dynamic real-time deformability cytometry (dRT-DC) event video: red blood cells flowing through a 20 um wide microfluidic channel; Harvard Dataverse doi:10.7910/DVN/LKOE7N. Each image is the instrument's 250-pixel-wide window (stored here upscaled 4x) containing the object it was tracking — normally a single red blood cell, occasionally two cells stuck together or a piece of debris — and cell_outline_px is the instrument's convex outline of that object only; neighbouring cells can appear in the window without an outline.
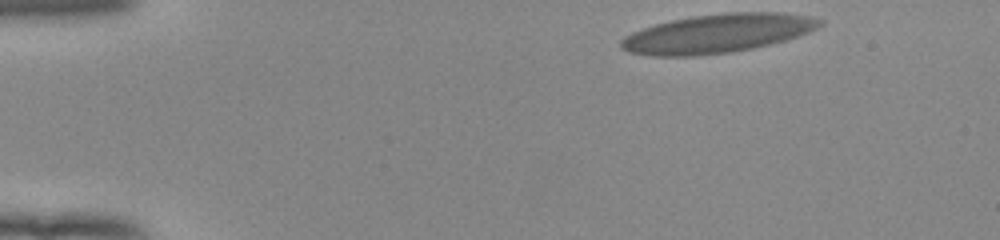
{"species": "human", "species_latin": "Homo sapiens", "temperature_condition": "room temperature", "stored_images_in_passage": 44, "camera_frame_rate_fps": 3000, "um_per_image_px": 0.085, "donor": {"sex": "female"}, "frame": {"image": 1, "passage_image": 1, "time_ms": 0.0, "image_size_px": [1000, 240], "cell_outline_px": [[824, 24], [808, 32], [784, 40], [752, 48], [732, 52], [700, 56], [648, 56], [628, 52], [620, 48], [620, 40], [624, 36], [632, 32], [656, 24], [672, 20], [692, 16], [724, 12], [780, 12], [812, 16], [824, 20]], "centroid_in_image_um": [60.96, 2.84], "position_along_channel_um": 24.0, "area_um2": 45.14}}
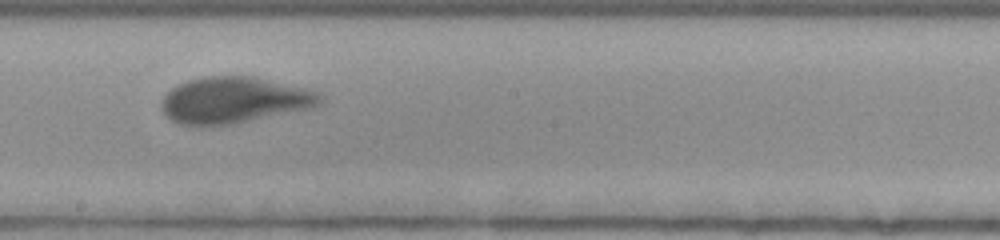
{"frame": {"image": 2, "passage_image": 25, "time_ms": 8.0, "image_size_px": [1000, 240], "cell_outline_px": [[324, 100], [320, 104], [312, 108], [232, 124], [200, 128], [180, 124], [172, 120], [160, 108], [160, 100], [172, 88], [188, 80], [208, 76], [256, 76], [304, 88], [316, 92], [324, 96]], "centroid_in_image_um": [19.88, 8.53], "position_along_channel_um": 228.3, "area_um2": 43.23}}
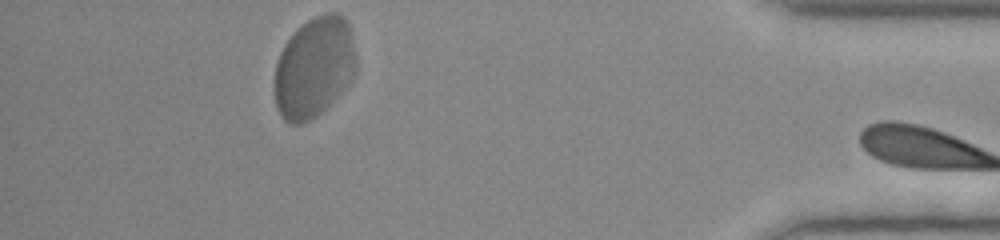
{"frame": {"image": 3, "passage_image": 43, "time_ms": 14.0, "image_size_px": [1000, 240], "cell_outline_px": [[356, 60], [340, 92], [316, 116], [300, 124], [288, 124], [280, 116], [276, 108], [276, 64], [280, 52], [284, 44], [296, 28], [308, 20], [324, 12], [340, 12], [344, 16], [352, 32], [356, 56]], "centroid_in_image_um": [26.66, 5.67], "position_along_channel_um": 408.5, "area_um2": 47.05}, "authors_computed_cell_mechanics": {"area_um2": 43.35, "velocity_mm_per_s": 3.743, "shape_relaxation_time_tau1_ms": 3.3718, "shape_relaxation_time_tau2_ms": null, "deformation_change_tau1": 0.1704, "deformation_change_tau2": null}}